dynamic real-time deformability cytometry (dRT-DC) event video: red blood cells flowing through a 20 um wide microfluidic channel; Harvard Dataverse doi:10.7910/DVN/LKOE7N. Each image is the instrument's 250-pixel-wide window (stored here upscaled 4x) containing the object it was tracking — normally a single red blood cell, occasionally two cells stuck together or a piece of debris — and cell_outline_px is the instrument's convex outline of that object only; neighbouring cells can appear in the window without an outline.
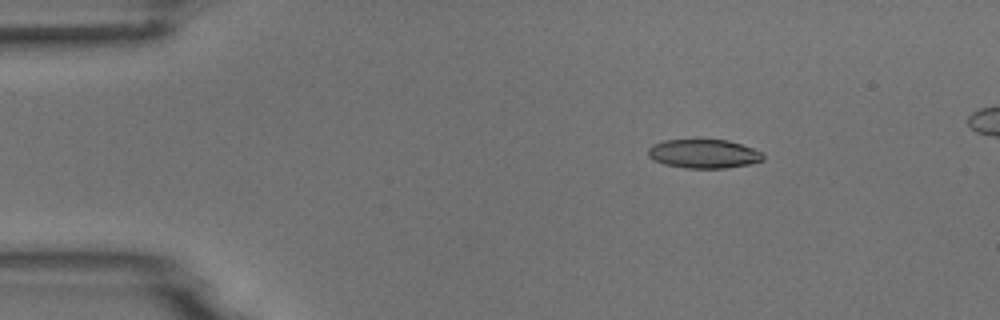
{"species": "common noctule bat (a hibernating species)", "species_latin": "Nyctalus noctula", "temperature_condition": "room temperature", "stored_images_in_passage": 6, "camera_frame_rate_fps": 3000, "um_per_image_px": 0.085, "animal": {"sex": "male", "body_mass_g": 18.8}, "frame": {"image": 1, "passage_image": 3, "time_ms": 2.0, "image_size_px": [1000, 320], "cell_outline_px": [[764, 160], [748, 164], [724, 168], [684, 168], [664, 164], [652, 160], [648, 156], [648, 148], [652, 144], [664, 140], [700, 136], [728, 140], [764, 152]], "centroid_in_image_um": [59.77, 13.01], "position_along_channel_um": 25.2, "area_um2": 20.35}}